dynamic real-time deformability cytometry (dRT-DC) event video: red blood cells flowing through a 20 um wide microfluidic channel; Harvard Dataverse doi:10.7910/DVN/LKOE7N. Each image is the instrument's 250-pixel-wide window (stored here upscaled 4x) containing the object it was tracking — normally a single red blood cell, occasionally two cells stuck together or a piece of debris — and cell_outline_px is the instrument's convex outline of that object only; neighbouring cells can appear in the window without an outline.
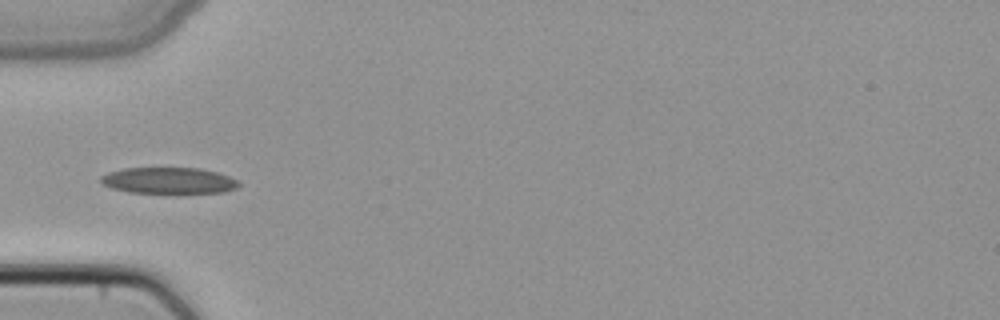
{"species": "common noctule bat (a hibernating species)", "species_latin": "Nyctalus noctula", "temperature_condition": "cold", "stored_images_in_passage": 5, "camera_frame_rate_fps": 3000, "um_per_image_px": 0.085, "animal": {"sex": "female", "body_mass_g": 22.7, "forearm_length_mm": 54.2}, "frame": {"image": 1, "passage_image": 4, "time_ms": 1.0, "image_size_px": [1000, 320], "cell_outline_px": [[240, 184], [236, 188], [224, 192], [128, 192], [112, 188], [104, 184], [100, 180], [100, 176], [108, 172], [124, 168], [200, 168], [216, 172], [228, 176], [236, 180]], "centroid_in_image_um": [14.31, 15.33], "position_along_channel_um": 70.7, "area_um2": 20.75}}
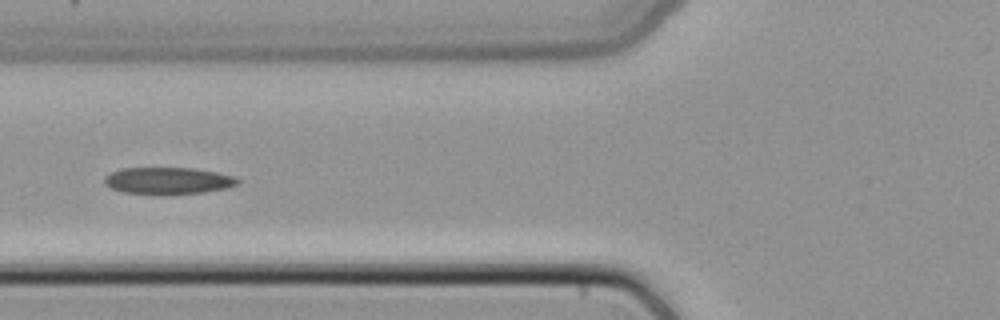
{"frame": {"image": 2, "passage_image": 5, "time_ms": 1.333, "image_size_px": [1000, 320], "cell_outline_px": [[240, 184], [224, 188], [204, 192], [124, 192], [112, 188], [104, 184], [104, 176], [120, 168], [196, 168], [236, 176], [240, 180]], "centroid_in_image_um": [14.32, 15.31], "position_along_channel_um": 111.5, "area_um2": 20.17}}